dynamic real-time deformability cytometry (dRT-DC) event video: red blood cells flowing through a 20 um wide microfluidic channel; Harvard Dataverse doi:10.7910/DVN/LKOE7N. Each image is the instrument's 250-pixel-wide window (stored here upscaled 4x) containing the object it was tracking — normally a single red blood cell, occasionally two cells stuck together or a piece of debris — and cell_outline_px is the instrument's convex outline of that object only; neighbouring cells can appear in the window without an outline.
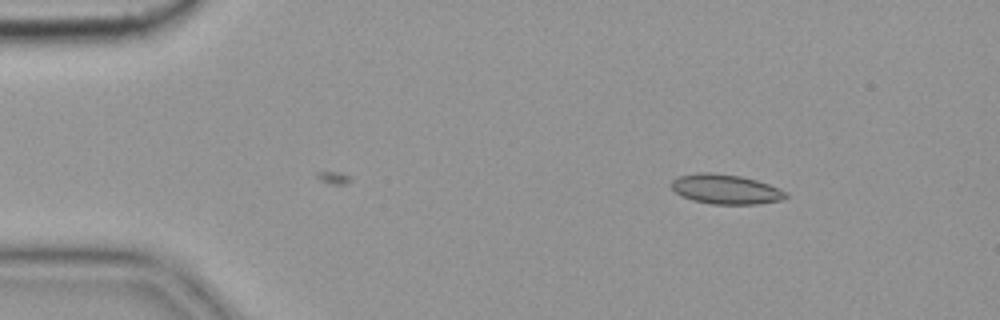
{"species": "common noctule bat (a hibernating species)", "species_latin": "Nyctalus noctula", "temperature_condition": "cold", "stored_images_in_passage": 5, "camera_frame_rate_fps": 3000, "um_per_image_px": 0.085, "animal": {"sex": "female", "body_mass_g": 19.9}, "frame": {"image": 1, "passage_image": 5, "time_ms": 1.333, "image_size_px": [1000, 320], "cell_outline_px": [[788, 196], [780, 200], [756, 204], [712, 204], [692, 200], [680, 196], [672, 188], [672, 180], [680, 176], [700, 172], [712, 172], [740, 176], [756, 180], [780, 188], [788, 192]], "centroid_in_image_um": [61.69, 16.08], "position_along_channel_um": 23.3, "area_um2": 19.77}}